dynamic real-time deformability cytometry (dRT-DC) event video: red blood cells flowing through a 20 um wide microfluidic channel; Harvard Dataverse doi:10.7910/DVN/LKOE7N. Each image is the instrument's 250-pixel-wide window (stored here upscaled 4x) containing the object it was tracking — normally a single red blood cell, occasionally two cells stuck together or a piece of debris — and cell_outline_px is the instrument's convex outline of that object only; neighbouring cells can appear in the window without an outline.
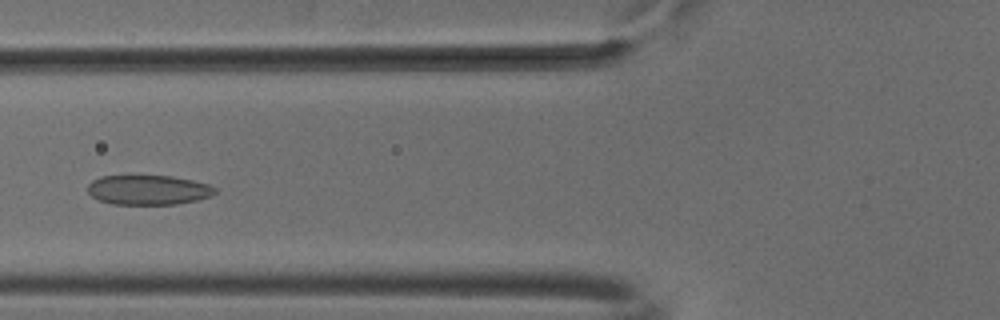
{"species": "common noctule bat (a hibernating species)", "species_latin": "Nyctalus noctula", "temperature_condition": "cold", "stored_images_in_passage": 52, "camera_frame_rate_fps": 3000, "um_per_image_px": 0.085, "animal": {"sex": "male", "body_mass_g": 18.8}, "frame": {"image": 1, "passage_image": 20, "time_ms": 6.333, "image_size_px": [1000, 320], "cell_outline_px": [[216, 192], [212, 196], [196, 200], [176, 204], [112, 204], [100, 200], [92, 196], [88, 192], [88, 184], [92, 180], [100, 176], [172, 176], [192, 180], [208, 184], [216, 188]], "centroid_in_image_um": [12.61, 16.14], "position_along_channel_um": 113.2, "area_um2": 21.96}}
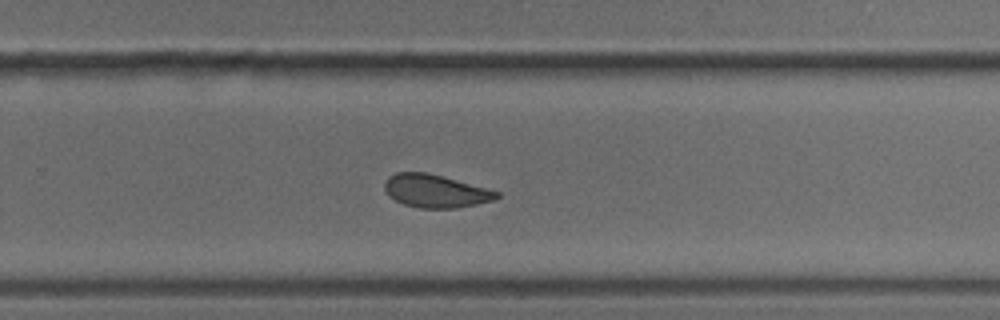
{"frame": {"image": 2, "passage_image": 34, "time_ms": 11.0, "image_size_px": [1000, 320], "cell_outline_px": [[500, 196], [492, 200], [476, 204], [456, 208], [420, 208], [404, 204], [388, 196], [384, 188], [384, 184], [388, 176], [396, 172], [428, 172], [500, 192]], "centroid_in_image_um": [36.98, 16.23], "position_along_channel_um": 292.8, "area_um2": 21.44}}
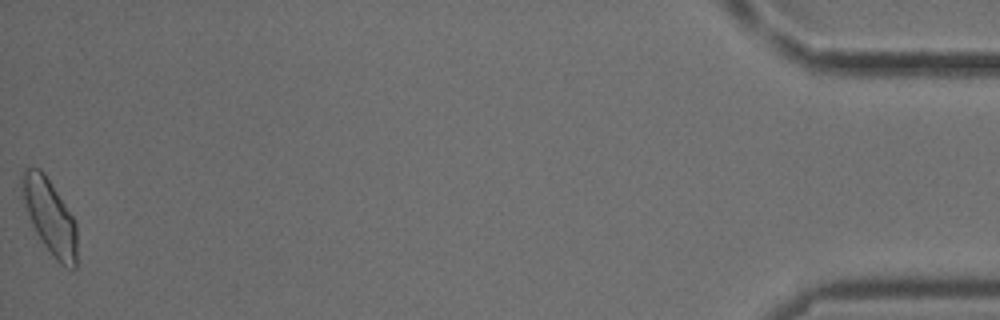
{"frame": {"image": 3, "passage_image": 52, "time_ms": 17.0, "image_size_px": [1000, 320], "cell_outline_px": [[76, 268], [72, 272], [64, 268], [52, 256], [36, 232], [32, 224], [20, 196], [20, 180], [24, 168], [40, 168], [44, 172], [72, 216], [76, 224]], "centroid_in_image_um": [4.21, 18.42], "position_along_channel_um": 431.0, "area_um2": 24.16}, "authors_computed_cell_mechanics": {"area_um2": 22.8021, "velocity_mm_per_s": 3.8504, "shape_relaxation_time_tau1_ms": 3.576, "shape_relaxation_time_tau2_ms": 1.6942, "deformation_change_tau1": 0.0929, "deformation_change_tau2": 0.0671}}